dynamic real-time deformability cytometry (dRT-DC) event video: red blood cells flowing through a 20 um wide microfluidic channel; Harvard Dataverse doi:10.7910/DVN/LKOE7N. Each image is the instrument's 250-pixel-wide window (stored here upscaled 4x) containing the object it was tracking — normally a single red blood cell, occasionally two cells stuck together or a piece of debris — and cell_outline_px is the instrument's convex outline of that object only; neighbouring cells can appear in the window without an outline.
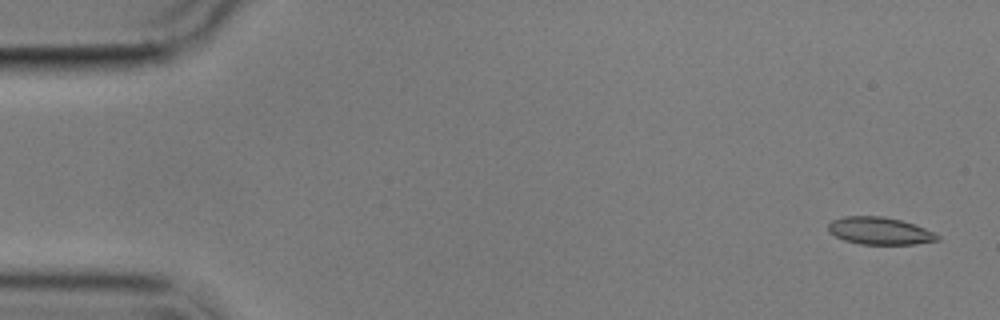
{"species": "common noctule bat (a hibernating species)", "species_latin": "Nyctalus noctula", "temperature_condition": "cold", "stored_images_in_passage": 4, "camera_frame_rate_fps": 3000, "um_per_image_px": 0.085, "animal": {"sex": "male", "body_mass_g": 17.9}, "frame": {"image": 1, "passage_image": 1, "time_ms": 0.0, "image_size_px": [1000, 320], "cell_outline_px": [[940, 240], [916, 244], [860, 244], [844, 240], [828, 232], [828, 224], [832, 220], [844, 216], [884, 216], [900, 220], [924, 228], [940, 236]], "centroid_in_image_um": [74.75, 19.62], "position_along_channel_um": 10.2, "area_um2": 17.34}}